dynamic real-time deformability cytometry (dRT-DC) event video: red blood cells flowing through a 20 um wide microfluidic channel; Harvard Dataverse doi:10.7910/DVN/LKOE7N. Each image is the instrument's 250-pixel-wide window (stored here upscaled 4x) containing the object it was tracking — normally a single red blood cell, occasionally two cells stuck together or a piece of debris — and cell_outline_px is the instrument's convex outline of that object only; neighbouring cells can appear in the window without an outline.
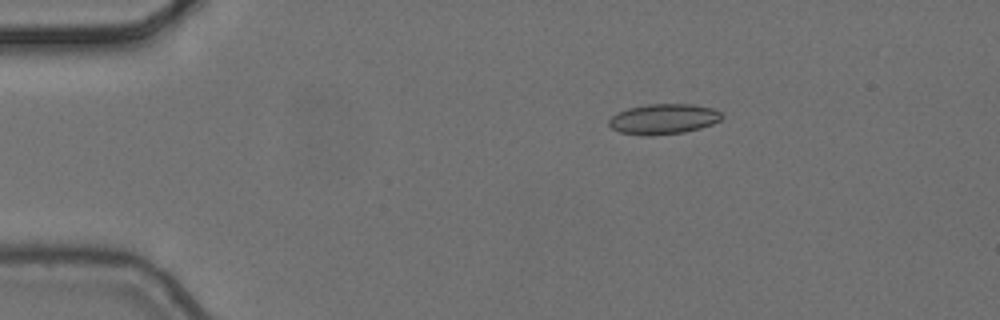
{"species": "common noctule bat (a hibernating species)", "species_latin": "Nyctalus noctula", "temperature_condition": "cold", "stored_images_in_passage": 3, "camera_frame_rate_fps": 3000, "um_per_image_px": 0.085, "animal": {"sex": "female", "body_mass_g": 24.6, "forearm_length_mm": 56.2}, "frame": {"image": 1, "passage_image": 2, "time_ms": 0.333, "image_size_px": [1000, 320], "cell_outline_px": [[724, 116], [720, 120], [712, 124], [700, 128], [684, 132], [652, 136], [620, 132], [612, 128], [608, 124], [608, 120], [612, 116], [628, 108], [648, 104], [692, 104], [712, 108], [720, 112]], "centroid_in_image_um": [56.41, 10.11], "position_along_channel_um": 28.6, "area_um2": 19.83}}